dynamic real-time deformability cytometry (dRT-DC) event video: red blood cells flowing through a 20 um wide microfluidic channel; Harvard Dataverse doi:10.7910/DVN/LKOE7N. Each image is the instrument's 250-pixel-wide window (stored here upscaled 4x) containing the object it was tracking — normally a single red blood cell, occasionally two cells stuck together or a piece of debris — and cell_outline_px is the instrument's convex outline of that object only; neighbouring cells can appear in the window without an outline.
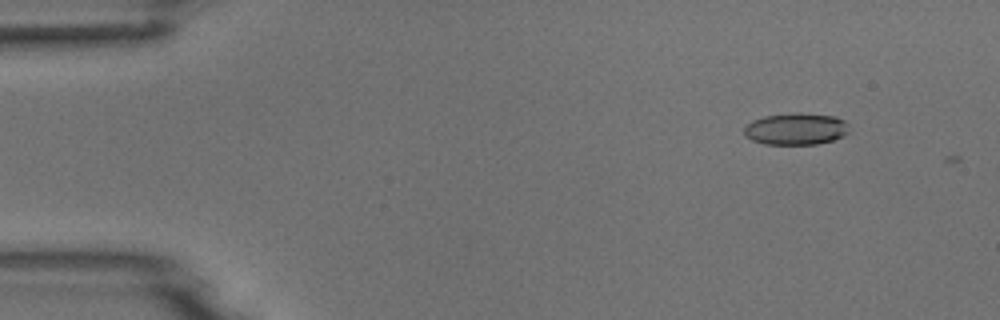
{"species": "common noctule bat (a hibernating species)", "species_latin": "Nyctalus noctula", "temperature_condition": "room temperature", "stored_images_in_passage": 4, "camera_frame_rate_fps": 3000, "um_per_image_px": 0.085, "animal": {"sex": "male", "body_mass_g": 18.8}, "frame": {"image": 1, "passage_image": 2, "time_ms": 1.333, "image_size_px": [1000, 320], "cell_outline_px": [[848, 132], [844, 136], [832, 140], [816, 144], [764, 144], [752, 140], [744, 136], [744, 128], [752, 120], [764, 116], [792, 112], [800, 112], [836, 116], [844, 120], [848, 124]], "centroid_in_image_um": [67.65, 10.94], "position_along_channel_um": 17.3, "area_um2": 19.71}}